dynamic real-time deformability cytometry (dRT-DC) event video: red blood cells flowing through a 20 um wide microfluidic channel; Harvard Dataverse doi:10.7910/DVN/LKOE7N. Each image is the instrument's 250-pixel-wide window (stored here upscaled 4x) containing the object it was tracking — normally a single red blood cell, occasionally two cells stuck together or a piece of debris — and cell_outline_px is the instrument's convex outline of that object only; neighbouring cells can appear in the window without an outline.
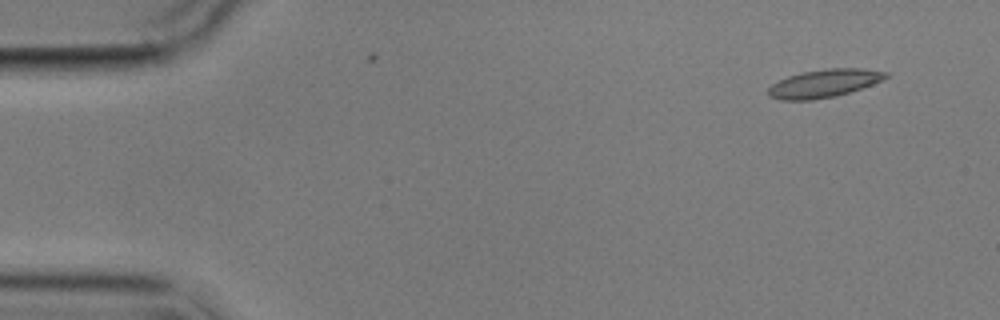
{"species": "common noctule bat (a hibernating species)", "species_latin": "Nyctalus noctula", "temperature_condition": "cold", "stored_images_in_passage": 4, "camera_frame_rate_fps": 3000, "um_per_image_px": 0.085, "animal": {"sex": "male", "body_mass_g": 17.9}, "frame": {"image": 1, "passage_image": 1, "time_ms": 0.0, "image_size_px": [1000, 320], "cell_outline_px": [[888, 76], [872, 84], [836, 96], [812, 100], [780, 100], [768, 96], [768, 88], [772, 84], [788, 76], [804, 72], [828, 68], [860, 68], [888, 72]], "centroid_in_image_um": [70.01, 7.09], "position_along_channel_um": 15.0, "area_um2": 18.96}}
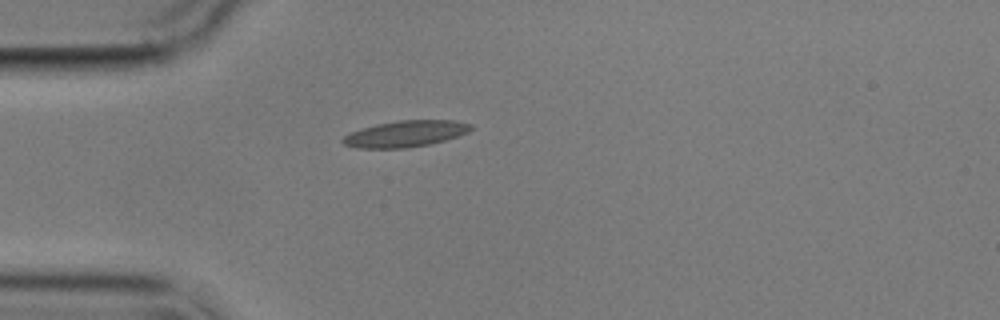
{"frame": {"image": 2, "passage_image": 4, "time_ms": 3.667, "image_size_px": [1000, 320], "cell_outline_px": [[472, 128], [468, 132], [460, 136], [428, 144], [404, 148], [356, 148], [344, 144], [340, 140], [344, 136], [352, 132], [376, 124], [400, 120], [452, 120], [472, 124]], "centroid_in_image_um": [34.48, 11.37], "position_along_channel_um": 50.5, "area_um2": 19.48}}